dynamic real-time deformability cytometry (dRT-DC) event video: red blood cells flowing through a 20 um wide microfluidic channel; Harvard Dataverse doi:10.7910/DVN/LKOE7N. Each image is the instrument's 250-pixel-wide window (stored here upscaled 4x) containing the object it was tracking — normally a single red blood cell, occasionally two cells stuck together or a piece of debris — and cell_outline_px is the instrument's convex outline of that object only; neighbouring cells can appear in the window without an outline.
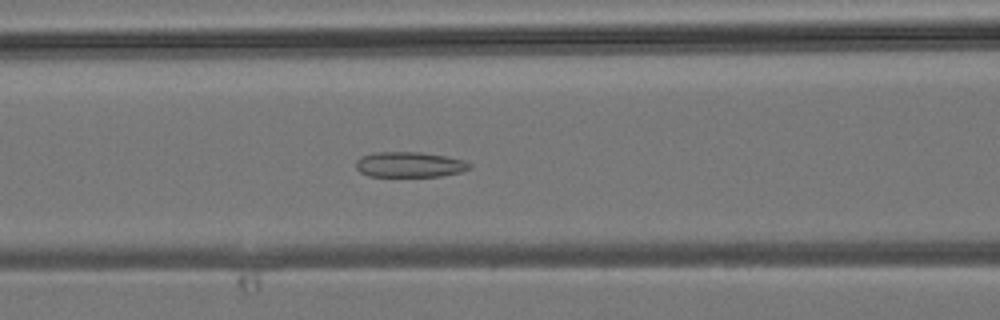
{"species": "common noctule bat (a hibernating species)", "species_latin": "Nyctalus noctula", "temperature_condition": "room temperature", "stored_images_in_passage": 24, "camera_frame_rate_fps": 3000, "um_per_image_px": 0.085, "animal": {"sex": "male", "body_mass_g": 19.2, "forearm_length_mm": 51.8}, "frame": {"image": 1, "passage_image": 17, "time_ms": 5.333, "image_size_px": [1000, 320], "cell_outline_px": [[472, 168], [460, 172], [440, 176], [368, 176], [360, 172], [356, 168], [356, 160], [360, 156], [376, 152], [420, 152], [444, 156], [464, 160], [472, 164]], "centroid_in_image_um": [34.8, 13.99], "position_along_channel_um": 131.8, "area_um2": 16.82}}
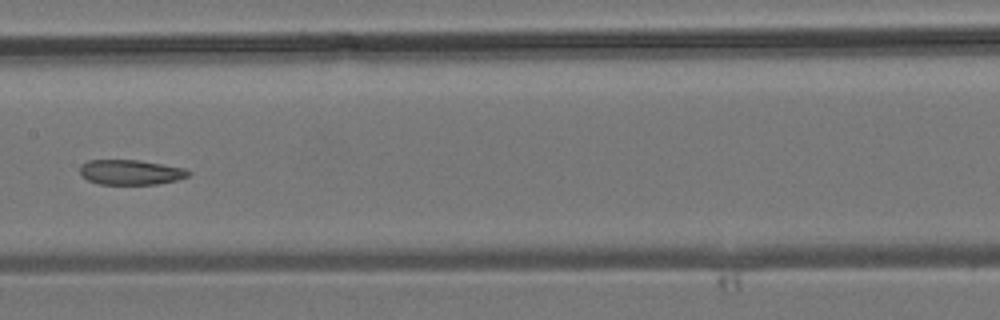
{"frame": {"image": 2, "passage_image": 21, "time_ms": 6.667, "image_size_px": [1000, 320], "cell_outline_px": [[192, 172], [188, 176], [176, 180], [156, 184], [100, 184], [88, 180], [80, 176], [80, 164], [88, 160], [136, 160], [184, 168]], "centroid_in_image_um": [11.06, 14.64], "position_along_channel_um": 196.3, "area_um2": 15.72}}
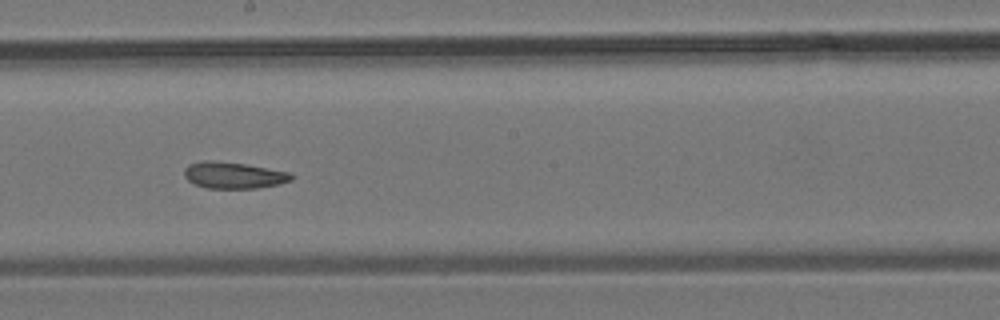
{"frame": {"image": 3, "passage_image": 23, "time_ms": 7.333, "image_size_px": [1000, 320], "cell_outline_px": [[296, 176], [292, 180], [280, 184], [256, 188], [208, 188], [196, 184], [188, 180], [184, 176], [184, 168], [188, 164], [204, 160], [212, 160], [244, 164], [292, 172]], "centroid_in_image_um": [19.89, 14.89], "position_along_channel_um": 228.3, "area_um2": 16.65}}